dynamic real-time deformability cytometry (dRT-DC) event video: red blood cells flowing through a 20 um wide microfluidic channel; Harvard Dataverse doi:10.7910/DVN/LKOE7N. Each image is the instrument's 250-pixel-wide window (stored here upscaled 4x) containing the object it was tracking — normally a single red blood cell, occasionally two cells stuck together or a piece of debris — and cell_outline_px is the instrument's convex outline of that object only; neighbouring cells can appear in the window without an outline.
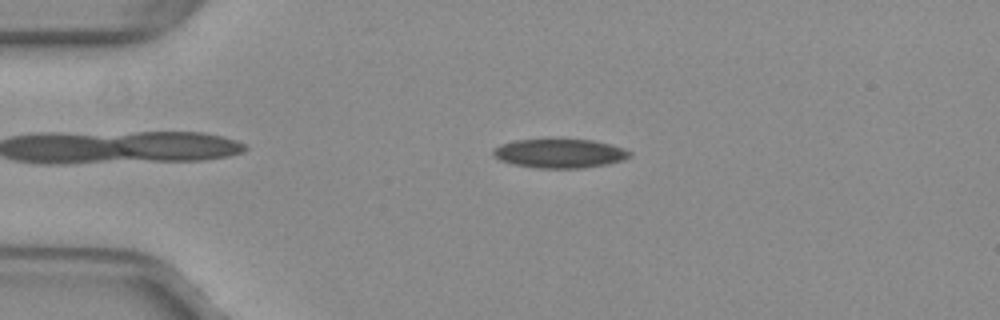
{"species": "common noctule bat (a hibernating species)", "species_latin": "Nyctalus noctula", "temperature_condition": "warm", "stored_images_in_passage": 36, "camera_frame_rate_fps": 3000, "um_per_image_px": 0.085, "animal": {"sex": "female", "body_mass_g": 29.2, "forearm_length_mm": 56.3}, "frame": {"image": 1, "passage_image": 8, "time_ms": 2.333, "image_size_px": [1000, 320], "cell_outline_px": [[632, 156], [624, 160], [608, 164], [584, 168], [536, 168], [512, 164], [500, 160], [492, 156], [492, 152], [500, 144], [516, 140], [592, 140], [624, 148], [632, 152]], "centroid_in_image_um": [47.59, 13.06], "position_along_channel_um": 37.4, "area_um2": 23.06}}
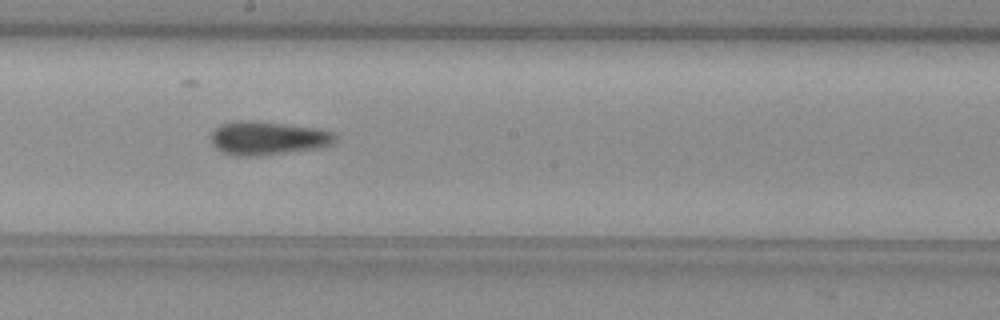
{"frame": {"image": 2, "passage_image": 25, "time_ms": 8.0, "image_size_px": [1000, 320], "cell_outline_px": [[336, 140], [332, 144], [320, 148], [256, 156], [240, 156], [220, 152], [212, 144], [212, 132], [220, 124], [236, 120], [252, 120], [320, 128], [332, 132], [336, 136]], "centroid_in_image_um": [22.76, 11.73], "position_along_channel_um": 225.4, "area_um2": 24.45}}
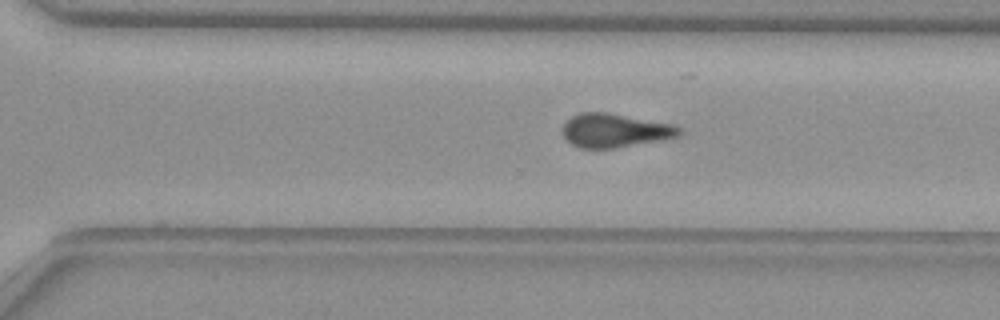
{"frame": {"image": 3, "passage_image": 32, "time_ms": 10.333, "image_size_px": [1000, 320], "cell_outline_px": [[680, 132], [676, 136], [656, 140], [612, 148], [580, 148], [572, 144], [560, 132], [560, 128], [564, 120], [580, 112], [608, 112], [672, 124], [680, 128]], "centroid_in_image_um": [52.13, 11.06], "position_along_channel_um": 318.5, "area_um2": 22.72}, "authors_computed_cell_mechanics": {"area_um2": 23.2934, "velocity_mm_per_s": 3.997, "shape_relaxation_time_tau1_ms": null, "shape_relaxation_time_tau2_ms": 4.0671, "deformation_change_tau1": null, "deformation_change_tau2": 0.1191}}